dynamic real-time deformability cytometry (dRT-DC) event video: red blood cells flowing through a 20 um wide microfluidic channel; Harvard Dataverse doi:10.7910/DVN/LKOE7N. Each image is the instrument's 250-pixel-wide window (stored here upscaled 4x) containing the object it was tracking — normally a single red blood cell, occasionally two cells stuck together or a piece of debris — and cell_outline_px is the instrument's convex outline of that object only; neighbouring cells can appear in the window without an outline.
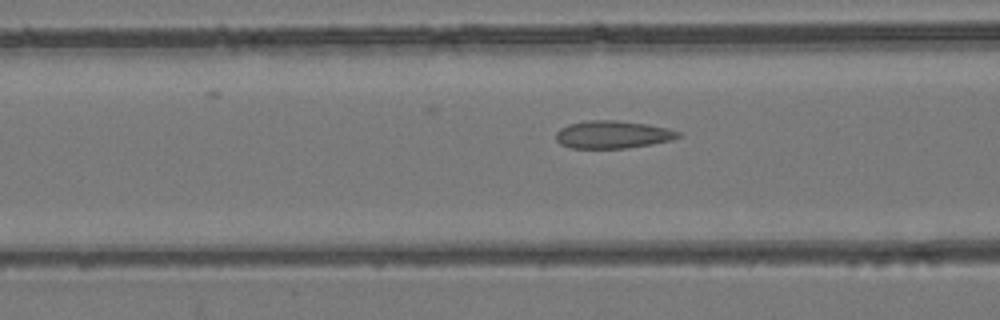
{"species": "common noctule bat (a hibernating species)", "species_latin": "Nyctalus noctula", "temperature_condition": "room temperature", "stored_images_in_passage": 53, "camera_frame_rate_fps": 3000, "um_per_image_px": 0.085, "animal": {"sex": "female", "body_mass_g": 24.6, "forearm_length_mm": 56.2}, "frame": {"image": 1, "passage_image": 21, "time_ms": 6.667, "image_size_px": [1000, 320], "cell_outline_px": [[680, 136], [672, 140], [652, 144], [628, 148], [572, 148], [560, 144], [556, 140], [556, 132], [560, 128], [568, 124], [588, 120], [616, 120], [648, 124], [668, 128], [680, 132]], "centroid_in_image_um": [52.07, 11.43], "position_along_channel_um": 114.5, "area_um2": 19.83}}
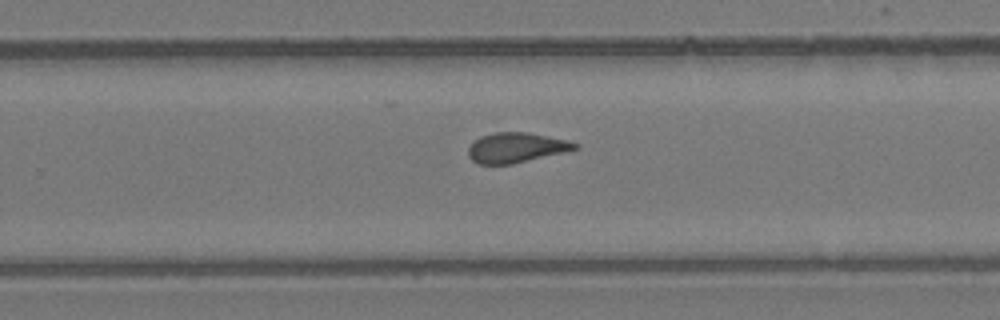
{"frame": {"image": 2, "passage_image": 34, "time_ms": 11.0, "image_size_px": [1000, 320], "cell_outline_px": [[580, 148], [564, 152], [512, 164], [476, 164], [468, 156], [468, 148], [480, 136], [496, 132], [528, 132], [568, 140], [580, 144]], "centroid_in_image_um": [43.89, 12.55], "position_along_channel_um": 285.9, "area_um2": 18.67}}
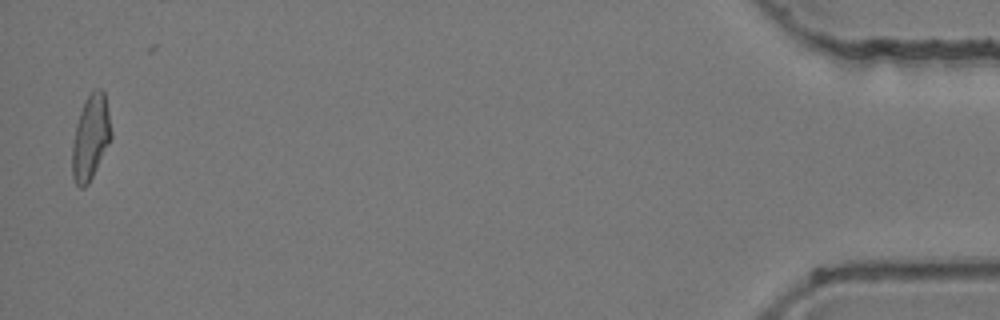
{"frame": {"image": 3, "passage_image": 52, "time_ms": 17.0, "image_size_px": [1000, 320], "cell_outline_px": [[112, 136], [88, 184], [84, 188], [80, 188], [76, 184], [72, 176], [72, 144], [76, 124], [84, 100], [96, 88], [100, 88], [104, 92], [112, 132]], "centroid_in_image_um": [7.68, 11.68], "position_along_channel_um": 427.5, "area_um2": 19.02}, "authors_computed_cell_mechanics": {"area_um2": 19.2474, "velocity_mm_per_s": 3.955, "shape_relaxation_time_tau1_ms": null, "shape_relaxation_time_tau2_ms": 1.8126, "deformation_change_tau1": null, "deformation_change_tau2": 0.102}}